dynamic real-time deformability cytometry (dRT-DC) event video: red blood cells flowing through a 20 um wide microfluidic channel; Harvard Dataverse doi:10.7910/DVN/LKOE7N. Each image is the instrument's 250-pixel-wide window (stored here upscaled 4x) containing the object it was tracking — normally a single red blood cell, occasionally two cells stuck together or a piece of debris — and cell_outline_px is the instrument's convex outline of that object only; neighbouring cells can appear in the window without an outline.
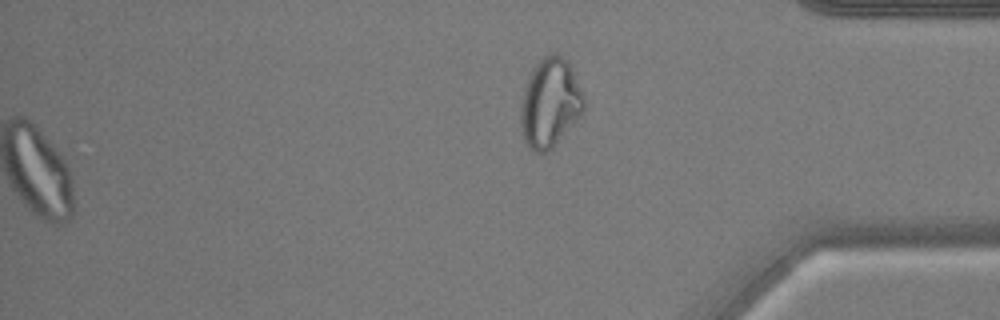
{"species": "common noctule bat (a hibernating species)", "species_latin": "Nyctalus noctula", "temperature_condition": "warm", "stored_images_in_passage": 40, "camera_frame_rate_fps": 3000, "um_per_image_px": 0.085, "animal": {"sex": "male", "body_mass_g": 17.9, "forearm_length_mm": 54.2}, "frame": {"image": 1, "passage_image": 40, "time_ms": 13.0, "image_size_px": [1000, 320], "cell_outline_px": [[584, 112], [552, 148], [544, 152], [532, 152], [524, 140], [520, 124], [520, 112], [524, 88], [528, 76], [532, 68], [544, 56], [552, 52], [556, 52], [568, 60], [572, 68], [584, 96]], "centroid_in_image_um": [46.75, 8.73], "position_along_channel_um": 388.5, "area_um2": 33.0}}